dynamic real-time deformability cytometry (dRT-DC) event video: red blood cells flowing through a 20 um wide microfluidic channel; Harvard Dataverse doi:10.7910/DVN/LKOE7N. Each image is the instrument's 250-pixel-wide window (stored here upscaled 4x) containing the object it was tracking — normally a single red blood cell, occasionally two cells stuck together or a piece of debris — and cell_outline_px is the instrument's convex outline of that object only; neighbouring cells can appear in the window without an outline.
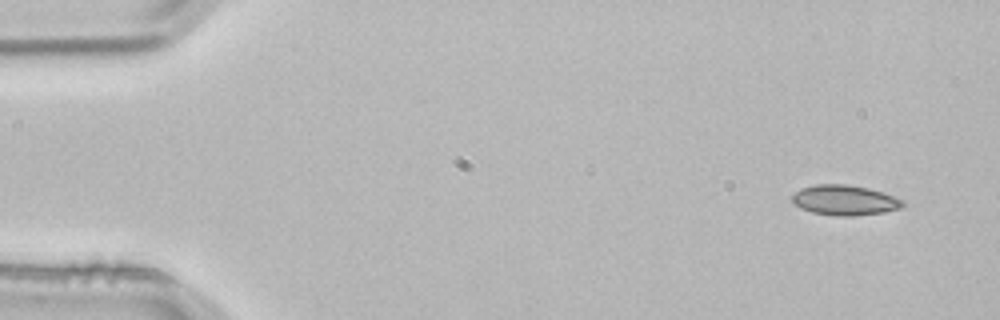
{"species": "common noctule bat (a hibernating species)", "species_latin": "Nyctalus noctula", "temperature_condition": "room temperature", "stored_images_in_passage": 3, "camera_frame_rate_fps": 3000, "um_per_image_px": 0.085, "animal": {"sex": "male", "body_mass_g": 21.5, "forearm_length_mm": 52.0}, "frame": {"image": 1, "passage_image": 1, "time_ms": 0.0, "image_size_px": [1000, 320], "cell_outline_px": [[904, 204], [900, 208], [884, 212], [852, 216], [836, 216], [812, 212], [800, 208], [792, 200], [792, 196], [800, 188], [816, 184], [844, 184], [868, 188], [904, 200]], "centroid_in_image_um": [71.78, 17.02], "position_along_channel_um": 13.2, "area_um2": 19.25}}